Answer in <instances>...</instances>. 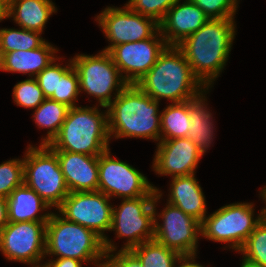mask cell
<instances>
[{"instance_id": "cell-1", "label": "cell", "mask_w": 266, "mask_h": 267, "mask_svg": "<svg viewBox=\"0 0 266 267\" xmlns=\"http://www.w3.org/2000/svg\"><path fill=\"white\" fill-rule=\"evenodd\" d=\"M234 23V18L209 19L177 45L207 90L226 65L236 34Z\"/></svg>"}, {"instance_id": "cell-2", "label": "cell", "mask_w": 266, "mask_h": 267, "mask_svg": "<svg viewBox=\"0 0 266 267\" xmlns=\"http://www.w3.org/2000/svg\"><path fill=\"white\" fill-rule=\"evenodd\" d=\"M136 85L152 99L160 101L166 98L172 103L189 101L207 92L176 45H167Z\"/></svg>"}, {"instance_id": "cell-3", "label": "cell", "mask_w": 266, "mask_h": 267, "mask_svg": "<svg viewBox=\"0 0 266 267\" xmlns=\"http://www.w3.org/2000/svg\"><path fill=\"white\" fill-rule=\"evenodd\" d=\"M159 101L128 84L106 107L109 137L161 140ZM112 135V136H111Z\"/></svg>"}, {"instance_id": "cell-4", "label": "cell", "mask_w": 266, "mask_h": 267, "mask_svg": "<svg viewBox=\"0 0 266 267\" xmlns=\"http://www.w3.org/2000/svg\"><path fill=\"white\" fill-rule=\"evenodd\" d=\"M98 107H71L58 134L48 144L53 151L99 156L109 149L107 111Z\"/></svg>"}, {"instance_id": "cell-5", "label": "cell", "mask_w": 266, "mask_h": 267, "mask_svg": "<svg viewBox=\"0 0 266 267\" xmlns=\"http://www.w3.org/2000/svg\"><path fill=\"white\" fill-rule=\"evenodd\" d=\"M105 254L103 240L93 231L66 220L61 214L51 213L46 223L45 256L74 258L99 266Z\"/></svg>"}, {"instance_id": "cell-6", "label": "cell", "mask_w": 266, "mask_h": 267, "mask_svg": "<svg viewBox=\"0 0 266 267\" xmlns=\"http://www.w3.org/2000/svg\"><path fill=\"white\" fill-rule=\"evenodd\" d=\"M24 164V183L33 189L50 207H60L69 195L56 153L48 146L29 144Z\"/></svg>"}, {"instance_id": "cell-7", "label": "cell", "mask_w": 266, "mask_h": 267, "mask_svg": "<svg viewBox=\"0 0 266 267\" xmlns=\"http://www.w3.org/2000/svg\"><path fill=\"white\" fill-rule=\"evenodd\" d=\"M110 197L100 191L69 192L58 208L66 220L89 228L103 240L105 253L116 251V246L107 238L112 222L113 206Z\"/></svg>"}, {"instance_id": "cell-8", "label": "cell", "mask_w": 266, "mask_h": 267, "mask_svg": "<svg viewBox=\"0 0 266 267\" xmlns=\"http://www.w3.org/2000/svg\"><path fill=\"white\" fill-rule=\"evenodd\" d=\"M254 204L233 203L219 208L201 222V236L214 242L230 243L229 248L240 251L261 219H254Z\"/></svg>"}, {"instance_id": "cell-9", "label": "cell", "mask_w": 266, "mask_h": 267, "mask_svg": "<svg viewBox=\"0 0 266 267\" xmlns=\"http://www.w3.org/2000/svg\"><path fill=\"white\" fill-rule=\"evenodd\" d=\"M71 60L79 76L80 92L96 97L103 108L113 101V90L116 97L128 85L108 52L101 51L94 56L78 54Z\"/></svg>"}, {"instance_id": "cell-10", "label": "cell", "mask_w": 266, "mask_h": 267, "mask_svg": "<svg viewBox=\"0 0 266 267\" xmlns=\"http://www.w3.org/2000/svg\"><path fill=\"white\" fill-rule=\"evenodd\" d=\"M109 150L98 156V191L110 198L113 196L135 199L155 196L157 188L149 183L147 177L126 162L111 157Z\"/></svg>"}, {"instance_id": "cell-11", "label": "cell", "mask_w": 266, "mask_h": 267, "mask_svg": "<svg viewBox=\"0 0 266 267\" xmlns=\"http://www.w3.org/2000/svg\"><path fill=\"white\" fill-rule=\"evenodd\" d=\"M154 197L123 199L118 208L113 207L109 231H115L117 238H127L121 250H131L133 247L154 239Z\"/></svg>"}, {"instance_id": "cell-12", "label": "cell", "mask_w": 266, "mask_h": 267, "mask_svg": "<svg viewBox=\"0 0 266 267\" xmlns=\"http://www.w3.org/2000/svg\"><path fill=\"white\" fill-rule=\"evenodd\" d=\"M156 191L153 201L155 209L154 240L181 255H196L198 235H201V222L169 203L157 215L156 203L162 197V193L159 189ZM156 216L162 218V224L158 223Z\"/></svg>"}, {"instance_id": "cell-13", "label": "cell", "mask_w": 266, "mask_h": 267, "mask_svg": "<svg viewBox=\"0 0 266 267\" xmlns=\"http://www.w3.org/2000/svg\"><path fill=\"white\" fill-rule=\"evenodd\" d=\"M47 222H8L0 230V251L7 260L39 265L46 256Z\"/></svg>"}, {"instance_id": "cell-14", "label": "cell", "mask_w": 266, "mask_h": 267, "mask_svg": "<svg viewBox=\"0 0 266 267\" xmlns=\"http://www.w3.org/2000/svg\"><path fill=\"white\" fill-rule=\"evenodd\" d=\"M95 19L111 43L102 50L105 52L119 44L151 38L160 29L154 19L133 12L127 5L107 7Z\"/></svg>"}, {"instance_id": "cell-15", "label": "cell", "mask_w": 266, "mask_h": 267, "mask_svg": "<svg viewBox=\"0 0 266 267\" xmlns=\"http://www.w3.org/2000/svg\"><path fill=\"white\" fill-rule=\"evenodd\" d=\"M166 46L159 29L151 38L113 46L108 53L123 79L128 84H136L156 63Z\"/></svg>"}, {"instance_id": "cell-16", "label": "cell", "mask_w": 266, "mask_h": 267, "mask_svg": "<svg viewBox=\"0 0 266 267\" xmlns=\"http://www.w3.org/2000/svg\"><path fill=\"white\" fill-rule=\"evenodd\" d=\"M201 157L198 147L188 137L160 140L152 166L159 175L180 177L194 174Z\"/></svg>"}, {"instance_id": "cell-17", "label": "cell", "mask_w": 266, "mask_h": 267, "mask_svg": "<svg viewBox=\"0 0 266 267\" xmlns=\"http://www.w3.org/2000/svg\"><path fill=\"white\" fill-rule=\"evenodd\" d=\"M178 0L159 24L167 45H178L186 37L198 31L210 18L190 0ZM180 2V4H179Z\"/></svg>"}, {"instance_id": "cell-18", "label": "cell", "mask_w": 266, "mask_h": 267, "mask_svg": "<svg viewBox=\"0 0 266 267\" xmlns=\"http://www.w3.org/2000/svg\"><path fill=\"white\" fill-rule=\"evenodd\" d=\"M69 192L98 191V156L54 151Z\"/></svg>"}, {"instance_id": "cell-19", "label": "cell", "mask_w": 266, "mask_h": 267, "mask_svg": "<svg viewBox=\"0 0 266 267\" xmlns=\"http://www.w3.org/2000/svg\"><path fill=\"white\" fill-rule=\"evenodd\" d=\"M57 48L49 42H45L39 48L32 50H16L5 54H0V70L7 72H17L29 74L34 78L54 60Z\"/></svg>"}, {"instance_id": "cell-20", "label": "cell", "mask_w": 266, "mask_h": 267, "mask_svg": "<svg viewBox=\"0 0 266 267\" xmlns=\"http://www.w3.org/2000/svg\"><path fill=\"white\" fill-rule=\"evenodd\" d=\"M171 183L167 203L202 222L207 213L206 201L202 188L195 178V173L173 177Z\"/></svg>"}, {"instance_id": "cell-21", "label": "cell", "mask_w": 266, "mask_h": 267, "mask_svg": "<svg viewBox=\"0 0 266 267\" xmlns=\"http://www.w3.org/2000/svg\"><path fill=\"white\" fill-rule=\"evenodd\" d=\"M6 200L8 222H48L50 218L51 212L37 215L50 206L25 183L15 188Z\"/></svg>"}, {"instance_id": "cell-22", "label": "cell", "mask_w": 266, "mask_h": 267, "mask_svg": "<svg viewBox=\"0 0 266 267\" xmlns=\"http://www.w3.org/2000/svg\"><path fill=\"white\" fill-rule=\"evenodd\" d=\"M56 6L51 0H7V18L13 17L23 29L43 32Z\"/></svg>"}, {"instance_id": "cell-23", "label": "cell", "mask_w": 266, "mask_h": 267, "mask_svg": "<svg viewBox=\"0 0 266 267\" xmlns=\"http://www.w3.org/2000/svg\"><path fill=\"white\" fill-rule=\"evenodd\" d=\"M203 94L204 92L188 101V114L193 128L188 130L187 137L198 147L201 156L208 150L214 136L212 115L207 109Z\"/></svg>"}, {"instance_id": "cell-24", "label": "cell", "mask_w": 266, "mask_h": 267, "mask_svg": "<svg viewBox=\"0 0 266 267\" xmlns=\"http://www.w3.org/2000/svg\"><path fill=\"white\" fill-rule=\"evenodd\" d=\"M161 114V140L185 138L193 126L188 114V101L172 103Z\"/></svg>"}, {"instance_id": "cell-25", "label": "cell", "mask_w": 266, "mask_h": 267, "mask_svg": "<svg viewBox=\"0 0 266 267\" xmlns=\"http://www.w3.org/2000/svg\"><path fill=\"white\" fill-rule=\"evenodd\" d=\"M69 107L65 104L46 98L35 110L34 121L39 128L48 129L41 145H48L58 134L65 121Z\"/></svg>"}, {"instance_id": "cell-26", "label": "cell", "mask_w": 266, "mask_h": 267, "mask_svg": "<svg viewBox=\"0 0 266 267\" xmlns=\"http://www.w3.org/2000/svg\"><path fill=\"white\" fill-rule=\"evenodd\" d=\"M131 251L137 256L143 267H174L182 256L154 239L133 247Z\"/></svg>"}, {"instance_id": "cell-27", "label": "cell", "mask_w": 266, "mask_h": 267, "mask_svg": "<svg viewBox=\"0 0 266 267\" xmlns=\"http://www.w3.org/2000/svg\"><path fill=\"white\" fill-rule=\"evenodd\" d=\"M41 32L19 28H0V54L16 50H32L39 48L46 41Z\"/></svg>"}, {"instance_id": "cell-28", "label": "cell", "mask_w": 266, "mask_h": 267, "mask_svg": "<svg viewBox=\"0 0 266 267\" xmlns=\"http://www.w3.org/2000/svg\"><path fill=\"white\" fill-rule=\"evenodd\" d=\"M243 261L258 267H266V222L261 220L247 238L239 253Z\"/></svg>"}, {"instance_id": "cell-29", "label": "cell", "mask_w": 266, "mask_h": 267, "mask_svg": "<svg viewBox=\"0 0 266 267\" xmlns=\"http://www.w3.org/2000/svg\"><path fill=\"white\" fill-rule=\"evenodd\" d=\"M79 94V76L72 65L62 76H58L57 94H53L49 99L71 108L76 106L75 102Z\"/></svg>"}, {"instance_id": "cell-30", "label": "cell", "mask_w": 266, "mask_h": 267, "mask_svg": "<svg viewBox=\"0 0 266 267\" xmlns=\"http://www.w3.org/2000/svg\"><path fill=\"white\" fill-rule=\"evenodd\" d=\"M12 94L14 103L24 108L36 109L46 99L34 77L18 82Z\"/></svg>"}, {"instance_id": "cell-31", "label": "cell", "mask_w": 266, "mask_h": 267, "mask_svg": "<svg viewBox=\"0 0 266 267\" xmlns=\"http://www.w3.org/2000/svg\"><path fill=\"white\" fill-rule=\"evenodd\" d=\"M24 183L23 159H10L0 164V196L7 198Z\"/></svg>"}, {"instance_id": "cell-32", "label": "cell", "mask_w": 266, "mask_h": 267, "mask_svg": "<svg viewBox=\"0 0 266 267\" xmlns=\"http://www.w3.org/2000/svg\"><path fill=\"white\" fill-rule=\"evenodd\" d=\"M177 1L178 0H129L126 5L133 12L152 18L160 24L168 10Z\"/></svg>"}, {"instance_id": "cell-33", "label": "cell", "mask_w": 266, "mask_h": 267, "mask_svg": "<svg viewBox=\"0 0 266 267\" xmlns=\"http://www.w3.org/2000/svg\"><path fill=\"white\" fill-rule=\"evenodd\" d=\"M55 62L56 60L35 77L45 98H50L53 94H57L58 76H62L73 65L71 59L65 67Z\"/></svg>"}, {"instance_id": "cell-34", "label": "cell", "mask_w": 266, "mask_h": 267, "mask_svg": "<svg viewBox=\"0 0 266 267\" xmlns=\"http://www.w3.org/2000/svg\"><path fill=\"white\" fill-rule=\"evenodd\" d=\"M210 19L234 18L238 0H190Z\"/></svg>"}, {"instance_id": "cell-35", "label": "cell", "mask_w": 266, "mask_h": 267, "mask_svg": "<svg viewBox=\"0 0 266 267\" xmlns=\"http://www.w3.org/2000/svg\"><path fill=\"white\" fill-rule=\"evenodd\" d=\"M105 262H101L98 267H143L140 260L131 250H119L114 255L106 253L104 258Z\"/></svg>"}, {"instance_id": "cell-36", "label": "cell", "mask_w": 266, "mask_h": 267, "mask_svg": "<svg viewBox=\"0 0 266 267\" xmlns=\"http://www.w3.org/2000/svg\"><path fill=\"white\" fill-rule=\"evenodd\" d=\"M82 261L74 258H56L43 264L42 267H82Z\"/></svg>"}, {"instance_id": "cell-37", "label": "cell", "mask_w": 266, "mask_h": 267, "mask_svg": "<svg viewBox=\"0 0 266 267\" xmlns=\"http://www.w3.org/2000/svg\"><path fill=\"white\" fill-rule=\"evenodd\" d=\"M8 224L7 200L0 196V230Z\"/></svg>"}, {"instance_id": "cell-38", "label": "cell", "mask_w": 266, "mask_h": 267, "mask_svg": "<svg viewBox=\"0 0 266 267\" xmlns=\"http://www.w3.org/2000/svg\"><path fill=\"white\" fill-rule=\"evenodd\" d=\"M195 257L196 255H182L178 260V263H180L178 267H204L194 261Z\"/></svg>"}, {"instance_id": "cell-39", "label": "cell", "mask_w": 266, "mask_h": 267, "mask_svg": "<svg viewBox=\"0 0 266 267\" xmlns=\"http://www.w3.org/2000/svg\"><path fill=\"white\" fill-rule=\"evenodd\" d=\"M7 19V0H0V21Z\"/></svg>"}, {"instance_id": "cell-40", "label": "cell", "mask_w": 266, "mask_h": 267, "mask_svg": "<svg viewBox=\"0 0 266 267\" xmlns=\"http://www.w3.org/2000/svg\"><path fill=\"white\" fill-rule=\"evenodd\" d=\"M260 196H262V199L265 201L266 203V187H264L262 190H260ZM261 219L266 222V208H263L261 210Z\"/></svg>"}, {"instance_id": "cell-41", "label": "cell", "mask_w": 266, "mask_h": 267, "mask_svg": "<svg viewBox=\"0 0 266 267\" xmlns=\"http://www.w3.org/2000/svg\"><path fill=\"white\" fill-rule=\"evenodd\" d=\"M241 267H258L242 260Z\"/></svg>"}]
</instances>
